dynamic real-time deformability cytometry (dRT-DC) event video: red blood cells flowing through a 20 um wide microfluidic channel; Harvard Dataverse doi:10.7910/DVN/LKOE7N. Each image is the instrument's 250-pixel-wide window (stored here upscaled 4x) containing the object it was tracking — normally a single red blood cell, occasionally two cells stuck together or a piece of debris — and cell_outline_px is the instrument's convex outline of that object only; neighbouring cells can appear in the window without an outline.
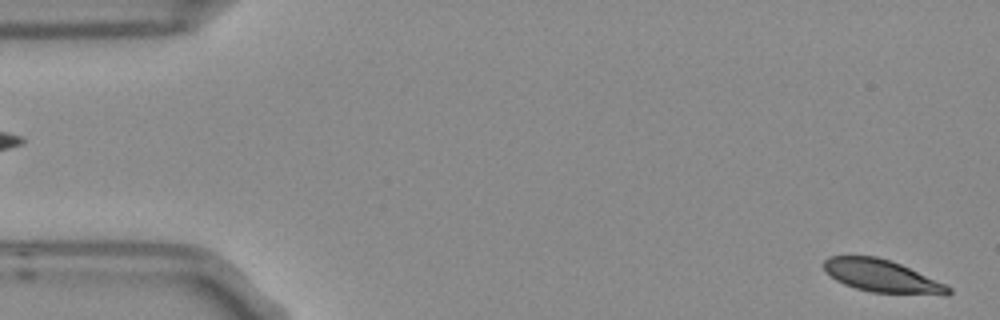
{"species": "Egyptian fruit bat (a non-hibernating species)", "species_latin": "Rousettus aegyptiacus", "temperature_condition": "room temperature", "stored_images_in_passage": 4, "segment_of_instrument_passage": [2, 2], "camera_frame_rate_fps": 3000, "um_per_image_px": 0.085, "frame": {"image": 1, "passage_image": 4, "time_ms": 1.0, "image_size_px": [1000, 320], "cell_outline_px": [[952, 292], [948, 296], [944, 296], [872, 292], [856, 288], [844, 284], [836, 280], [824, 268], [824, 260], [828, 256], [876, 256], [892, 260], [944, 284], [952, 288]], "centroid_in_image_um": [75.01, 23.48], "position_along_channel_um": 10.0, "area_um2": 23.58}}